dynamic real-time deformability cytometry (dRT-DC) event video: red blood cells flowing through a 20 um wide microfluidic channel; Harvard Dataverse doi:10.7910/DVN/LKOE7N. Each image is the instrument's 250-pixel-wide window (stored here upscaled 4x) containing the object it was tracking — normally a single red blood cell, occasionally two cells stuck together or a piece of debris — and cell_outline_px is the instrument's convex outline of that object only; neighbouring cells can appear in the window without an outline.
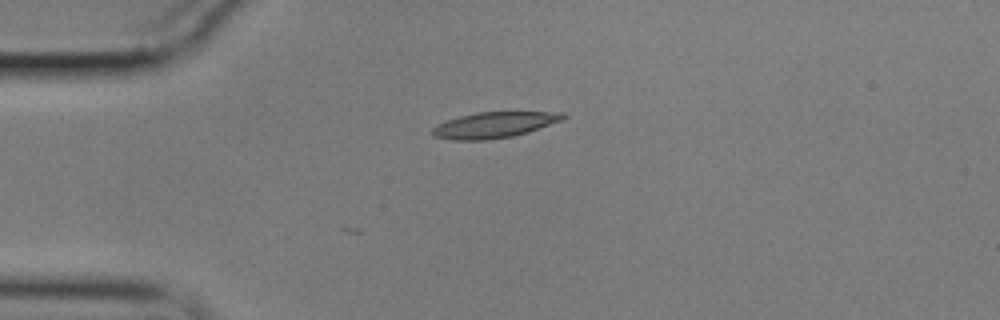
{"species": "common noctule bat (a hibernating species)", "species_latin": "Nyctalus noctula", "temperature_condition": "cold", "stored_images_in_passage": 14, "camera_frame_rate_fps": 3000, "um_per_image_px": 0.085, "animal": {"sex": "male", "body_mass_g": 17.9}, "frame": {"image": 1, "passage_image": 14, "time_ms": 4.333, "image_size_px": [1000, 320], "cell_outline_px": [[568, 116], [564, 120], [528, 132], [512, 136], [488, 140], [452, 140], [432, 136], [432, 128], [448, 120], [460, 116], [476, 112], [564, 112]], "centroid_in_image_um": [42.05, 10.62], "position_along_channel_um": 42.9, "area_um2": 19.71}}